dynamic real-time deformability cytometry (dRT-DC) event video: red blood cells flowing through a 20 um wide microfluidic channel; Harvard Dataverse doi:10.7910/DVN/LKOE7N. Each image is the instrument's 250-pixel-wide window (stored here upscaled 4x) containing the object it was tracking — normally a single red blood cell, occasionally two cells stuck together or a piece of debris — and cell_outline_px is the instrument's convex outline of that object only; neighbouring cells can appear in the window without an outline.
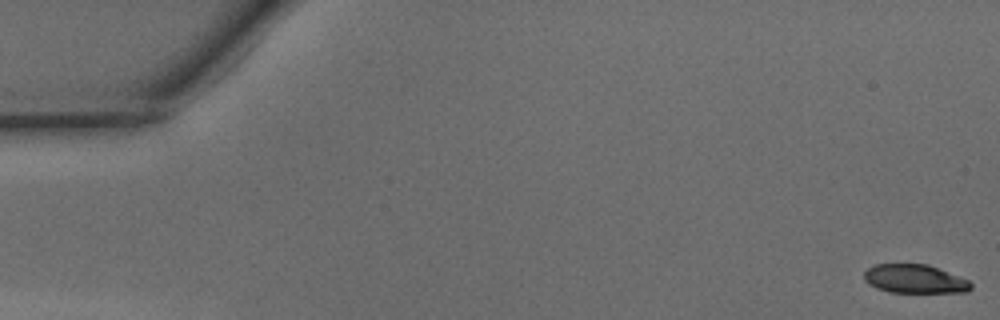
{"species": "common noctule bat (a hibernating species)", "species_latin": "Nyctalus noctula", "temperature_condition": "warm", "stored_images_in_passage": 39, "camera_frame_rate_fps": 3000, "um_per_image_px": 0.085, "animal": {"sex": "male", "body_mass_g": 15.6}, "frame": {"image": 1, "passage_image": 1, "time_ms": 0.0, "image_size_px": [1000, 320], "cell_outline_px": [[972, 288], [968, 292], [888, 292], [876, 288], [868, 284], [864, 280], [864, 272], [872, 264], [928, 264], [968, 280], [972, 284]], "centroid_in_image_um": [77.72, 23.71], "position_along_channel_um": 7.3, "area_um2": 17.92}}
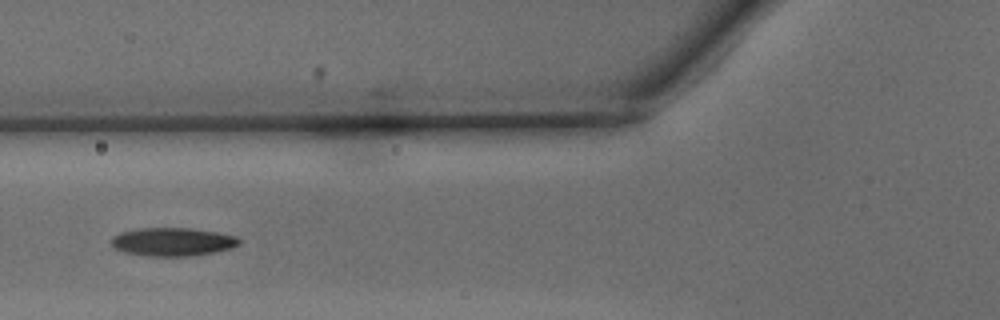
{"frame": {"image": 2, "passage_image": 19, "time_ms": 6.0, "image_size_px": [1000, 320], "cell_outline_px": [[240, 244], [232, 248], [212, 252], [188, 256], [148, 256], [124, 252], [108, 244], [108, 240], [112, 236], [120, 232], [140, 228], [192, 228], [220, 232], [236, 236], [240, 240]], "centroid_in_image_um": [14.64, 20.54], "position_along_channel_um": 111.2, "area_um2": 21.33}}
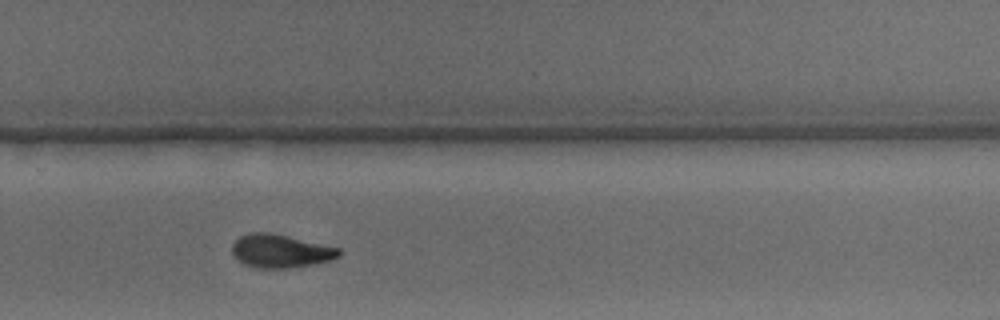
{"frame": {"image": 3, "passage_image": 33, "time_ms": 10.667, "image_size_px": [1000, 320], "cell_outline_px": [[340, 256], [328, 260], [312, 264], [288, 268], [260, 268], [244, 264], [232, 252], [232, 244], [240, 236], [248, 232], [272, 232], [340, 248]], "centroid_in_image_um": [23.83, 21.32], "position_along_channel_um": 306.0, "area_um2": 20.58}, "authors_computed_cell_mechanics": {"area_um2": 20.6924, "velocity_mm_per_s": 4.1736, "shape_relaxation_time_tau1_ms": 2.2867, "shape_relaxation_time_tau2_ms": 3.3232, "deformation_change_tau1": 0.1458, "deformation_change_tau2": 0.0952}}